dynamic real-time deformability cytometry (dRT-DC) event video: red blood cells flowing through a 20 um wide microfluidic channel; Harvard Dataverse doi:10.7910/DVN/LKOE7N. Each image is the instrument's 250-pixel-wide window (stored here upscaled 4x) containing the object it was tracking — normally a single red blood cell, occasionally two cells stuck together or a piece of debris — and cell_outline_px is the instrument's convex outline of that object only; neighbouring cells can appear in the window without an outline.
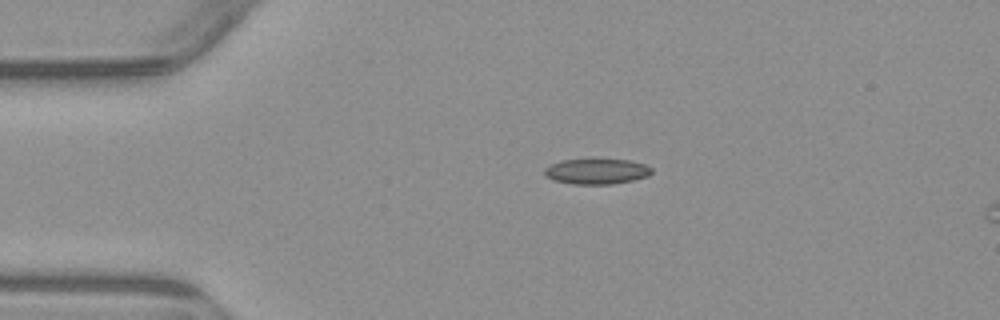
{"species": "common noctule bat (a hibernating species)", "species_latin": "Nyctalus noctula", "temperature_condition": "warm", "stored_images_in_passage": 2, "camera_frame_rate_fps": 3000, "um_per_image_px": 0.085, "animal": {"sex": "male", "body_mass_g": 23.1, "forearm_length_mm": 52.7}, "frame": {"image": 1, "passage_image": 1, "time_ms": 0.0, "image_size_px": [1000, 320], "cell_outline_px": [[652, 172], [648, 176], [632, 180], [612, 184], [572, 184], [552, 180], [544, 176], [544, 168], [552, 164], [564, 160], [592, 156], [628, 160], [644, 164], [652, 168]], "centroid_in_image_um": [50.68, 14.52], "position_along_channel_um": 34.3, "area_um2": 16.65}}